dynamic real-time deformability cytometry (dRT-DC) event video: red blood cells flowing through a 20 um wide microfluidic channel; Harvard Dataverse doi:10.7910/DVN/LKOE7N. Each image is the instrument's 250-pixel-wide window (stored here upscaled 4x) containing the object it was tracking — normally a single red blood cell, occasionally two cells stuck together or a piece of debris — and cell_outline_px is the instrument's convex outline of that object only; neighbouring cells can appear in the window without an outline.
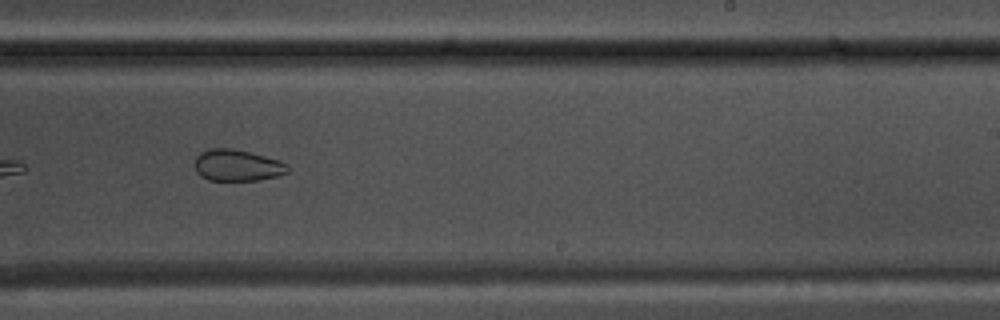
{"species": "common noctule bat (a hibernating species)", "species_latin": "Nyctalus noctula", "temperature_condition": "warm", "stored_images_in_passage": 38, "camera_frame_rate_fps": 3000, "um_per_image_px": 0.085, "animal": {"sex": "male", "body_mass_g": 17.5, "forearm_length_mm": 52.3}, "frame": {"image": 1, "passage_image": 17, "time_ms": 5.333, "image_size_px": [1000, 320], "cell_outline_px": [[288, 172], [276, 176], [260, 180], [208, 180], [200, 176], [196, 172], [196, 156], [200, 152], [208, 148], [232, 148], [280, 160], [288, 164]], "centroid_in_image_um": [20.15, 14.05], "position_along_channel_um": 268.8, "area_um2": 17.05}}
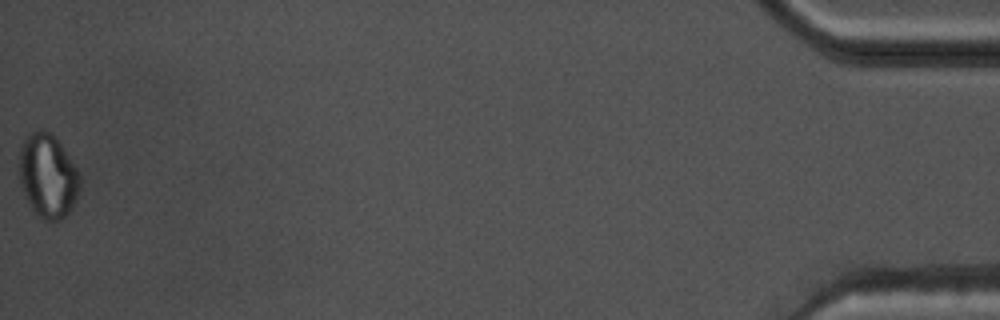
{"frame": {"image": 2, "passage_image": 38, "time_ms": 12.333, "image_size_px": [1000, 320], "cell_outline_px": [[80, 192], [72, 208], [60, 220], [44, 220], [36, 216], [32, 212], [20, 184], [20, 148], [24, 136], [28, 132], [40, 128], [56, 136], [64, 148], [76, 168], [80, 176]], "centroid_in_image_um": [4.06, 14.94], "position_along_channel_um": 431.1, "area_um2": 30.11}, "authors_computed_cell_mechanics": {"area_um2": 19.1896, "velocity_mm_per_s": 3.7205, "shape_relaxation_time_tau1_ms": null, "shape_relaxation_time_tau2_ms": 1.7694, "deformation_change_tau1": null, "deformation_change_tau2": 0.0507}}